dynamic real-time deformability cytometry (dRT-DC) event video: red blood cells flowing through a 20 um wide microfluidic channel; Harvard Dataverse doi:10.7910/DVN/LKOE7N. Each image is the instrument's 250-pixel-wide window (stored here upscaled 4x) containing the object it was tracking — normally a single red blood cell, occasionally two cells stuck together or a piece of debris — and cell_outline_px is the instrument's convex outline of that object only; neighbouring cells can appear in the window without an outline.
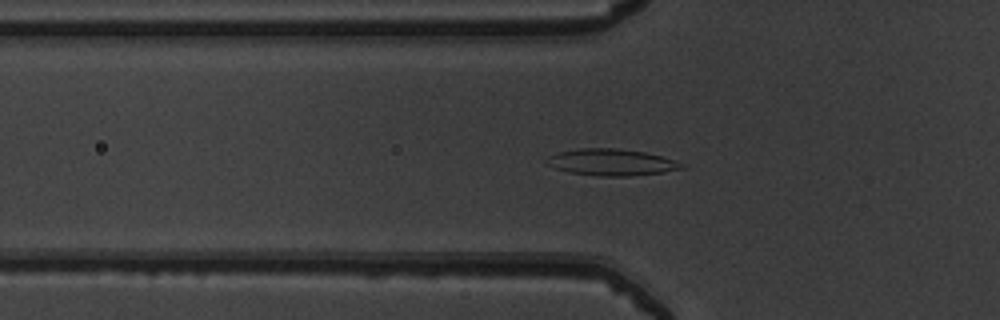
{"species": "common noctule bat (a hibernating species)", "species_latin": "Nyctalus noctula", "temperature_condition": "warm", "stored_images_in_passage": 51, "camera_frame_rate_fps": 3000, "um_per_image_px": 0.085, "animal": {"sex": "male", "body_mass_g": 19.5, "forearm_length_mm": 54.6}, "frame": {"image": 1, "passage_image": 18, "time_ms": 5.667, "image_size_px": [1000, 320], "cell_outline_px": [[684, 168], [664, 172], [628, 176], [600, 176], [568, 172], [556, 168], [548, 164], [544, 160], [548, 156], [560, 152], [580, 148], [616, 148], [644, 152], [676, 160], [684, 164]], "centroid_in_image_um": [51.98, 13.79], "position_along_channel_um": 73.8, "area_um2": 20.81}}
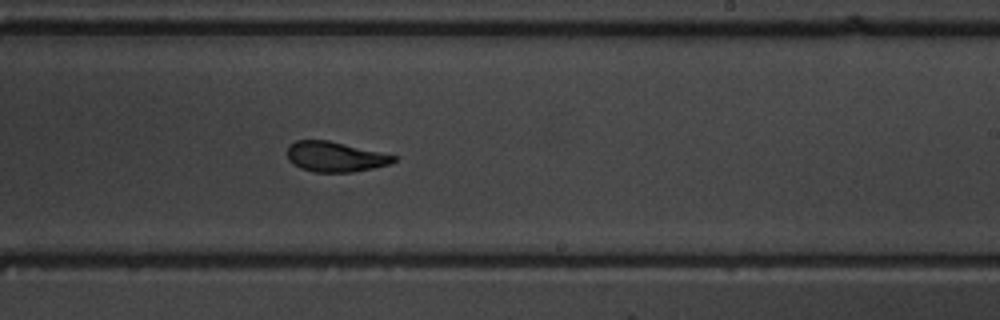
{"frame": {"image": 2, "passage_image": 32, "time_ms": 10.333, "image_size_px": [1000, 320], "cell_outline_px": [[396, 160], [388, 164], [372, 168], [352, 172], [312, 172], [300, 168], [292, 164], [288, 160], [288, 144], [296, 140], [328, 140], [396, 156]], "centroid_in_image_um": [28.42, 13.32], "position_along_channel_um": 260.6, "area_um2": 18.55}}
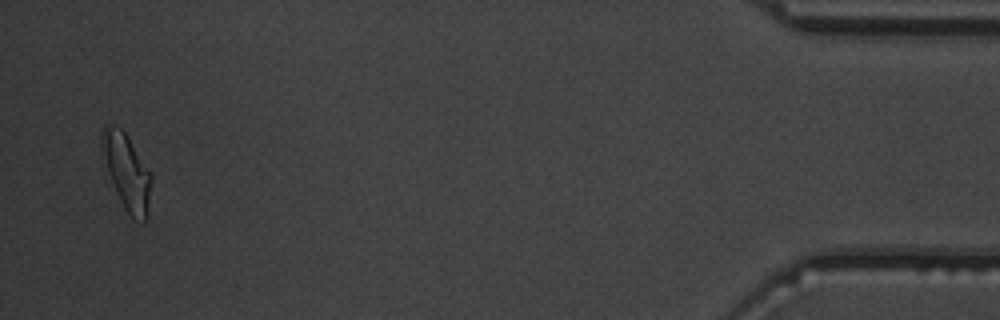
{"frame": {"image": 3, "passage_image": 50, "time_ms": 16.333, "image_size_px": [1000, 320], "cell_outline_px": [[152, 180], [148, 208], [144, 224], [132, 216], [124, 208], [116, 192], [108, 172], [100, 136], [104, 124], [112, 124], [120, 128], [124, 132], [152, 176]], "centroid_in_image_um": [10.77, 14.6], "position_along_channel_um": 424.4, "area_um2": 21.04}, "authors_computed_cell_mechanics": {"area_um2": 19.941, "velocity_mm_per_s": 4.0074, "shape_relaxation_time_tau1_ms": 3.8769, "shape_relaxation_time_tau2_ms": 1.4975, "deformation_change_tau1": 0.168, "deformation_change_tau2": 0.0769}}